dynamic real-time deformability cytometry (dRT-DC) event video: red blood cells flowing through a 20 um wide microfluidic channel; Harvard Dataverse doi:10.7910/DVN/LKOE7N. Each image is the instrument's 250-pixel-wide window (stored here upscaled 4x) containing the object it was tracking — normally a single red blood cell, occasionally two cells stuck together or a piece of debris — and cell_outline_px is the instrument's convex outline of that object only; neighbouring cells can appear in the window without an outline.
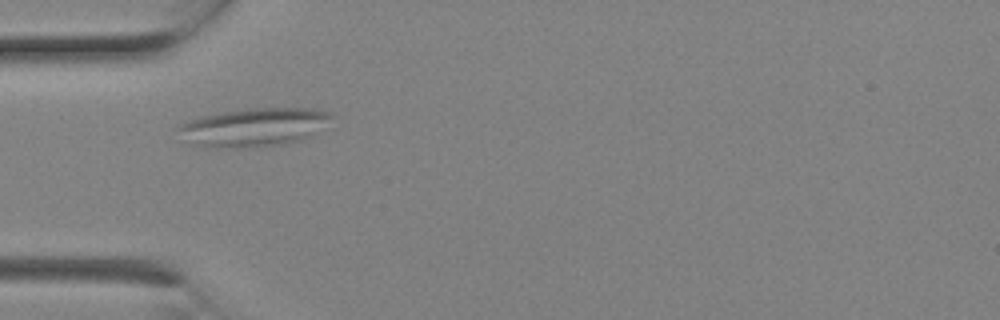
{"species": "Egyptian fruit bat (a non-hibernating species)", "species_latin": "Rousettus aegyptiacus", "temperature_condition": "room temperature", "stored_images_in_passage": 3, "camera_frame_rate_fps": 3000, "um_per_image_px": 0.085, "animal": {"sex": "female"}, "frame": {"image": 1, "passage_image": 3, "time_ms": 0.667, "image_size_px": [1000, 320], "cell_outline_px": [[336, 116], [304, 140], [284, 144], [244, 148], [204, 148], [192, 144], [176, 128], [176, 124], [200, 116], [224, 112], [252, 108], [316, 108], [332, 112]], "centroid_in_image_um": [21.59, 10.82], "position_along_channel_um": 63.4, "area_um2": 34.68}}